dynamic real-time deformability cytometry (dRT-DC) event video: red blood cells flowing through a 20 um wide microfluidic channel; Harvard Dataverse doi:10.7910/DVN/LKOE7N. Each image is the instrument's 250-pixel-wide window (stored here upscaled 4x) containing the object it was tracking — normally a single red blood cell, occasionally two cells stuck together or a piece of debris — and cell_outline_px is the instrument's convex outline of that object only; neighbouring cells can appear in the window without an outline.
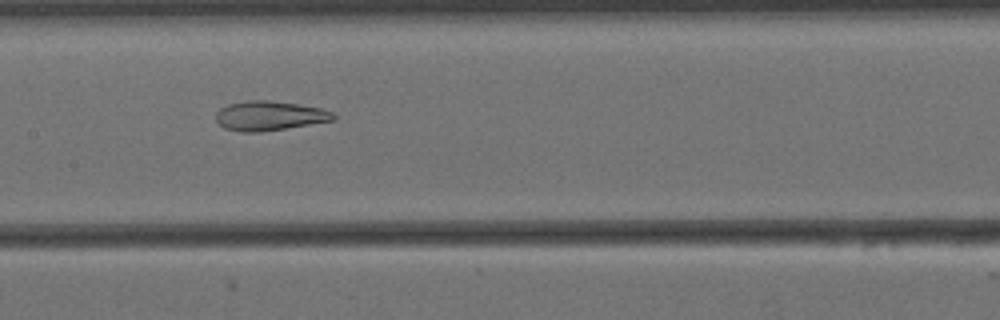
{"species": "Egyptian fruit bat (a non-hibernating species)", "species_latin": "Rousettus aegyptiacus", "temperature_condition": "cold", "stored_images_in_passage": 43, "camera_frame_rate_fps": 3000, "um_per_image_px": 0.085, "animal": {"sex": "female"}, "frame": {"image": 1, "passage_image": 27, "time_ms": 8.667, "image_size_px": [1000, 320], "cell_outline_px": [[336, 116], [332, 120], [260, 132], [240, 132], [224, 128], [216, 120], [216, 112], [220, 108], [228, 104], [248, 100], [268, 100], [296, 104], [320, 108], [332, 112]], "centroid_in_image_um": [22.84, 9.84], "position_along_channel_um": 184.6, "area_um2": 19.88}}
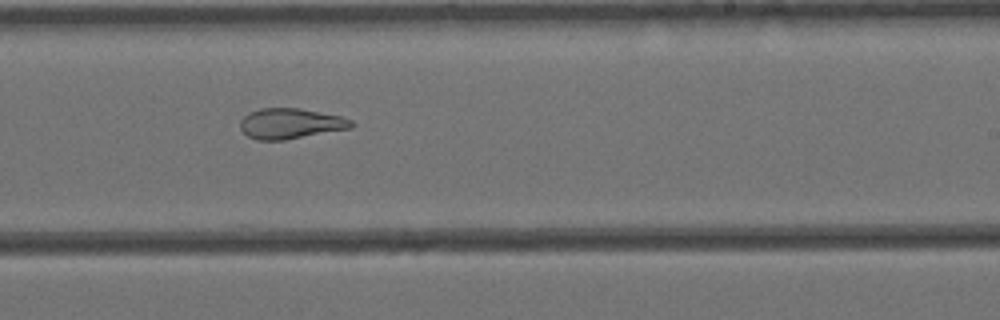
{"frame": {"image": 2, "passage_image": 34, "time_ms": 11.0, "image_size_px": [1000, 320], "cell_outline_px": [[352, 128], [284, 140], [256, 140], [248, 136], [240, 128], [240, 120], [248, 112], [260, 108], [300, 108], [340, 116], [352, 120]], "centroid_in_image_um": [24.66, 10.5], "position_along_channel_um": 264.3, "area_um2": 19.71}}
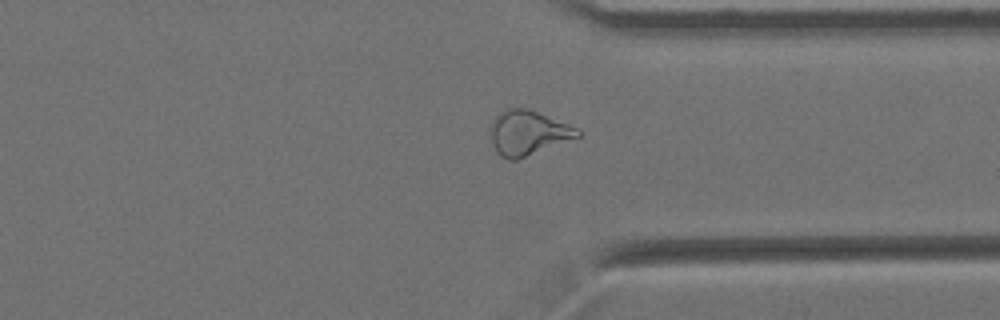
{"frame": {"image": 3, "passage_image": 43, "time_ms": 14.0, "image_size_px": [1000, 320], "cell_outline_px": [[584, 132], [580, 136], [516, 160], [508, 160], [500, 156], [496, 152], [492, 144], [492, 124], [496, 116], [500, 112], [508, 108], [528, 108], [568, 124]], "centroid_in_image_um": [44.88, 11.29], "position_along_channel_um": 366.5, "area_um2": 22.37}, "authors_computed_cell_mechanics": {"area_um2": 21.7906, "velocity_mm_per_s": 3.4521, "shape_relaxation_time_tau1_ms": null, "shape_relaxation_time_tau2_ms": 3.1539, "deformation_change_tau1": null, "deformation_change_tau2": 0.1136}}